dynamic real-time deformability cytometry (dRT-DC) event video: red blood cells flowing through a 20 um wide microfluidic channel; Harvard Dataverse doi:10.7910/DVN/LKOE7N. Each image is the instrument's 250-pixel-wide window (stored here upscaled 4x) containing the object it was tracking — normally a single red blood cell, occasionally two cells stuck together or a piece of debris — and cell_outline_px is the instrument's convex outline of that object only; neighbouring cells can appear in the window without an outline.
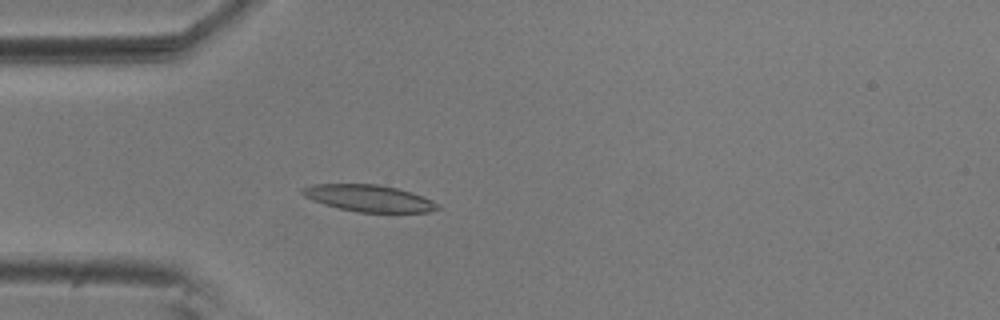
{"species": "common noctule bat (a hibernating species)", "species_latin": "Nyctalus noctula", "temperature_condition": "room temperature", "stored_images_in_passage": 56, "camera_frame_rate_fps": 3000, "um_per_image_px": 0.085, "animal": {"sex": "male", "body_mass_g": 20.5, "forearm_length_mm": 52.5}, "frame": {"image": 1, "passage_image": 16, "time_ms": 5.0, "image_size_px": [1000, 320], "cell_outline_px": [[440, 208], [428, 212], [356, 212], [324, 204], [312, 200], [304, 196], [300, 192], [300, 188], [312, 184], [380, 184], [412, 192], [432, 200]], "centroid_in_image_um": [31.31, 16.84], "position_along_channel_um": 53.7, "area_um2": 21.04}}
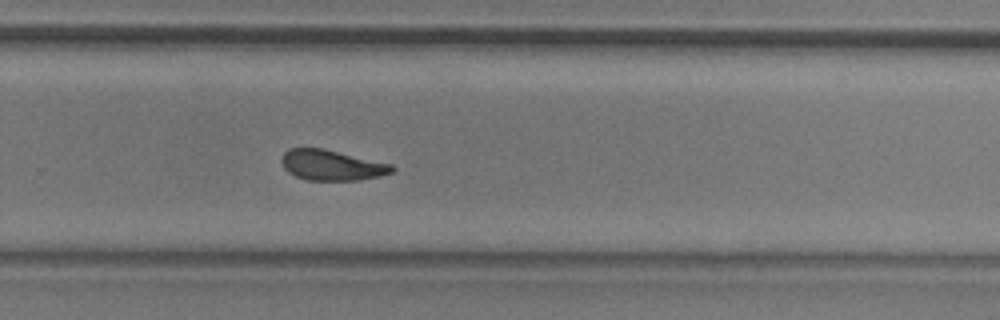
{"frame": {"image": 2, "passage_image": 37, "time_ms": 12.0, "image_size_px": [1000, 320], "cell_outline_px": [[396, 168], [392, 172], [380, 176], [356, 180], [308, 180], [296, 176], [288, 172], [284, 168], [280, 160], [284, 152], [288, 148], [324, 148], [392, 164]], "centroid_in_image_um": [28.19, 14.03], "position_along_channel_um": 301.6, "area_um2": 19.65}}
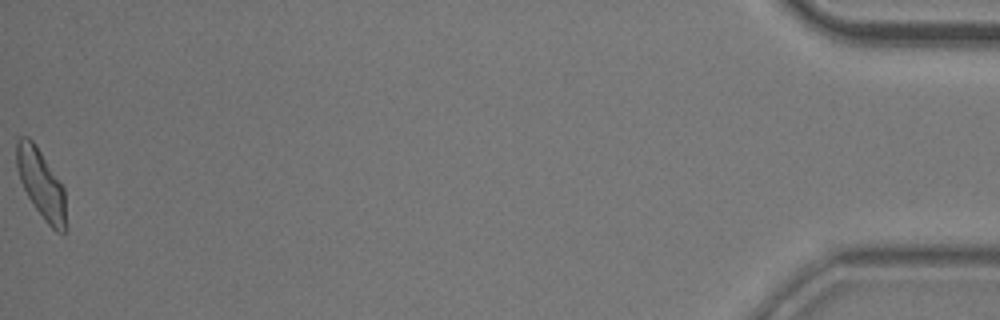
{"frame": {"image": 3, "passage_image": 56, "time_ms": 18.333, "image_size_px": [1000, 320], "cell_outline_px": [[68, 228], [64, 232], [56, 232], [44, 220], [28, 196], [20, 180], [16, 168], [16, 140], [20, 136], [28, 136], [32, 140], [64, 188]], "centroid_in_image_um": [3.51, 15.67], "position_along_channel_um": 431.7, "area_um2": 19.83}, "authors_computed_cell_mechanics": {"area_um2": 20.3456, "velocity_mm_per_s": 3.639, "shape_relaxation_time_tau1_ms": 8.8047, "shape_relaxation_time_tau2_ms": 3.4044, "deformation_change_tau1": 0.2049, "deformation_change_tau2": 0.1162}}